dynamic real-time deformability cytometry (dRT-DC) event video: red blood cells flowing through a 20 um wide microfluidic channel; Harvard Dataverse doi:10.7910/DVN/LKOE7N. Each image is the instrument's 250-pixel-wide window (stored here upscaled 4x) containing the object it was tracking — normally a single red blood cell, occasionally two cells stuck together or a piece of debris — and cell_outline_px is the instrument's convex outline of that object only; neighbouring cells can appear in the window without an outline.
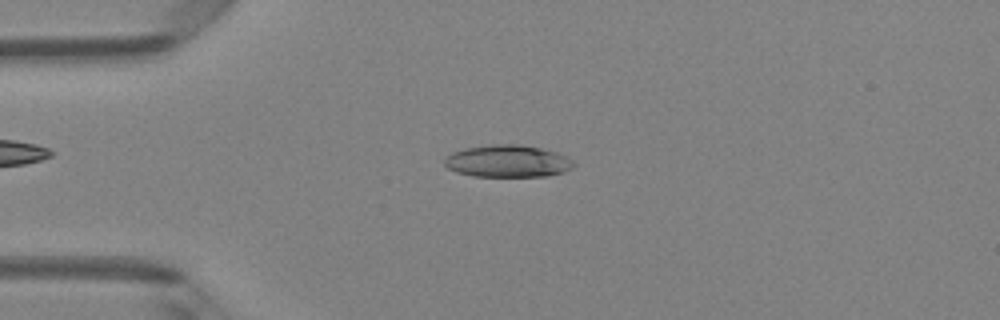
{"species": "Egyptian fruit bat (a non-hibernating species)", "species_latin": "Rousettus aegyptiacus", "temperature_condition": "room temperature", "stored_images_in_passage": 3, "camera_frame_rate_fps": 3000, "um_per_image_px": 0.085, "animal": {"sex": "female"}, "frame": {"image": 1, "passage_image": 1, "time_ms": 0.0, "image_size_px": [1000, 320], "cell_outline_px": [[576, 164], [572, 168], [564, 172], [548, 176], [472, 176], [456, 172], [448, 168], [444, 164], [444, 160], [452, 152], [464, 148], [492, 144], [520, 144], [540, 148], [556, 152], [568, 156]], "centroid_in_image_um": [43.17, 13.7], "position_along_channel_um": 41.8, "area_um2": 24.39}}
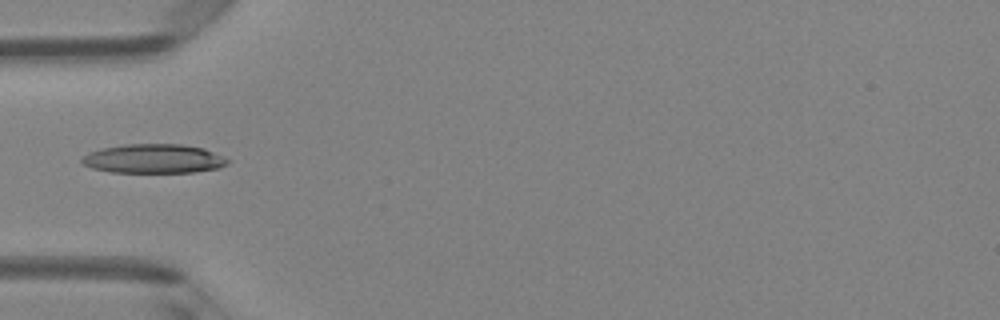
{"frame": {"image": 2, "passage_image": 2, "time_ms": 0.333, "image_size_px": [1000, 320], "cell_outline_px": [[228, 164], [216, 168], [192, 172], [112, 172], [92, 168], [84, 164], [80, 160], [80, 156], [88, 152], [100, 148], [124, 144], [180, 144], [204, 148], [224, 156], [228, 160]], "centroid_in_image_um": [13.02, 13.48], "position_along_channel_um": 72.0, "area_um2": 24.8}}
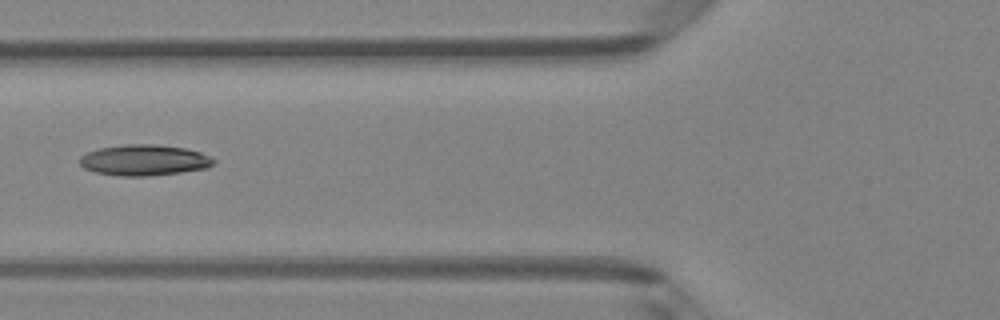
{"frame": {"image": 3, "passage_image": 3, "time_ms": 0.667, "image_size_px": [1000, 320], "cell_outline_px": [[216, 164], [208, 168], [180, 172], [148, 176], [120, 176], [96, 172], [84, 168], [80, 164], [80, 156], [88, 152], [100, 148], [124, 144], [156, 144], [184, 148], [200, 152], [212, 156], [216, 160]], "centroid_in_image_um": [12.3, 13.61], "position_along_channel_um": 113.5, "area_um2": 24.22}}